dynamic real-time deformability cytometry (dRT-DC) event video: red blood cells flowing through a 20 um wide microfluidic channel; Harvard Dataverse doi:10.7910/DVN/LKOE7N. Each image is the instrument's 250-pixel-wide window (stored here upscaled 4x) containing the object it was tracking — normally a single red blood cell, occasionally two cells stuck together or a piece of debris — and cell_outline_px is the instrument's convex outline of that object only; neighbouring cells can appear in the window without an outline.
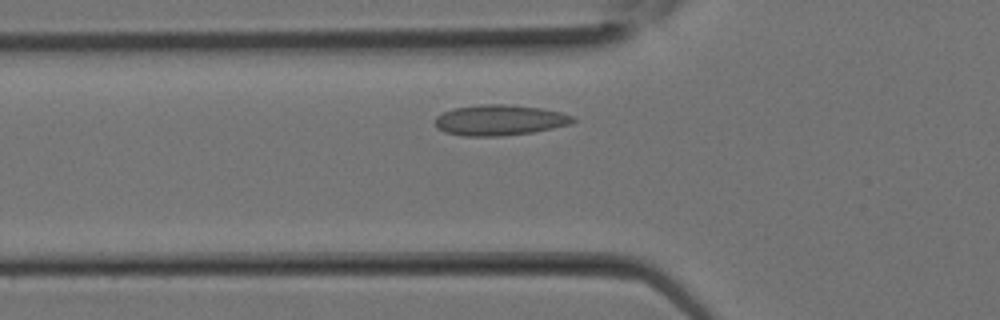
{"species": "Egyptian fruit bat (a non-hibernating species)", "species_latin": "Rousettus aegyptiacus", "temperature_condition": "room temperature", "stored_images_in_passage": 8, "camera_frame_rate_fps": 3000, "um_per_image_px": 0.085, "animal": {"sex": "female"}, "frame": {"image": 1, "passage_image": 4, "time_ms": 1.0, "image_size_px": [1000, 320], "cell_outline_px": [[576, 120], [568, 124], [552, 128], [532, 132], [500, 136], [464, 136], [444, 132], [436, 124], [436, 116], [452, 108], [480, 104], [512, 104], [540, 108], [560, 112], [576, 116]], "centroid_in_image_um": [42.48, 10.2], "position_along_channel_um": 83.3, "area_um2": 24.57}}
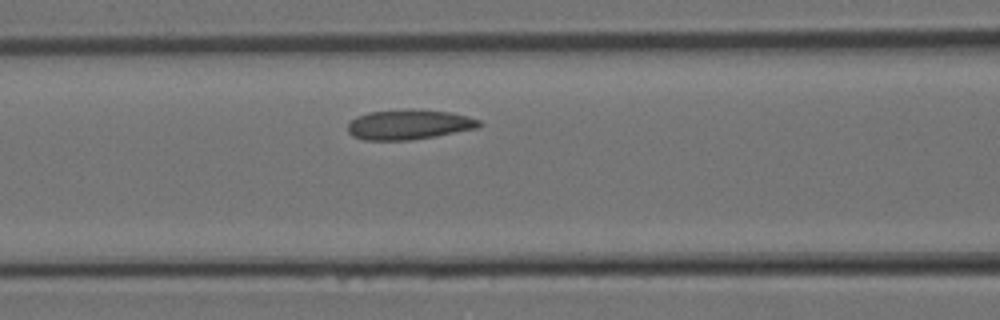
{"frame": {"image": 2, "passage_image": 6, "time_ms": 1.667, "image_size_px": [1000, 320], "cell_outline_px": [[484, 124], [476, 128], [436, 136], [408, 140], [364, 140], [352, 136], [348, 132], [348, 124], [356, 116], [368, 112], [408, 108], [412, 108], [452, 112], [468, 116], [480, 120]], "centroid_in_image_um": [34.76, 10.57], "position_along_channel_um": 131.8, "area_um2": 23.24}}
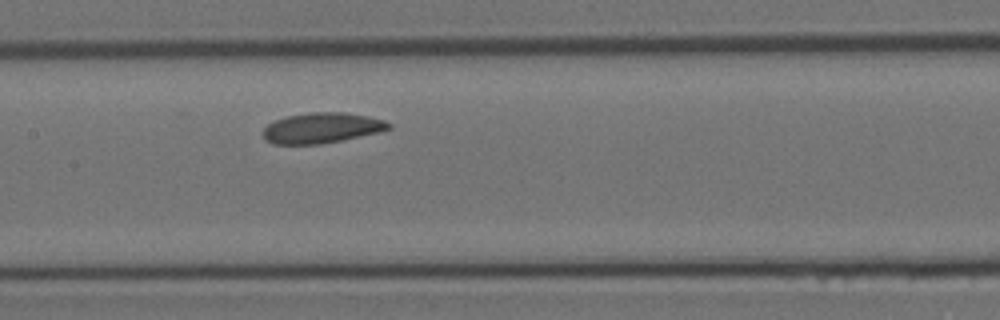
{"frame": {"image": 3, "passage_image": 8, "time_ms": 2.333, "image_size_px": [1000, 320], "cell_outline_px": [[392, 128], [380, 132], [320, 144], [272, 144], [264, 140], [264, 128], [268, 124], [284, 116], [312, 112], [344, 112], [368, 116], [384, 120], [392, 124]], "centroid_in_image_um": [27.35, 10.87], "position_along_channel_um": 180.0, "area_um2": 22.31}}